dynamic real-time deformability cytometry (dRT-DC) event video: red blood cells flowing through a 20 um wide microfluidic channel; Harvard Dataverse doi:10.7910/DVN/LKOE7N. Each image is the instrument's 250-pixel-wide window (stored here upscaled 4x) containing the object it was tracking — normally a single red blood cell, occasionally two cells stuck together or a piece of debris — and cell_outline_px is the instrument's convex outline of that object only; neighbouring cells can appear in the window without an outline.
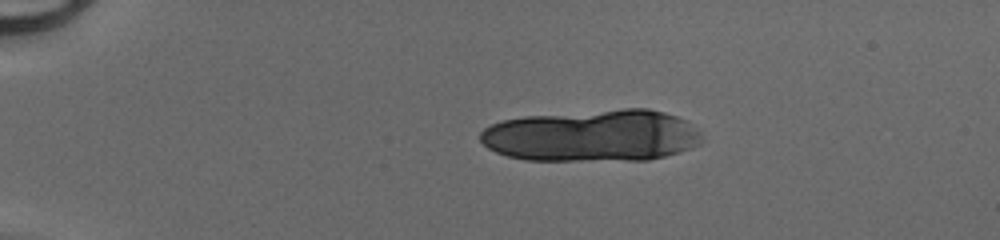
{"species": "human", "species_latin": "Homo sapiens", "temperature_condition": "cold", "stored_images_in_passage": 11, "camera_frame_rate_fps": 3000, "um_per_image_px": 0.085, "donor": {"sex": "male"}, "frame": {"image": 1, "passage_image": 1, "time_ms": 0.0, "image_size_px": [1000, 240], "cell_outline_px": [[672, 152], [660, 156], [560, 160], [536, 160], [512, 156], [500, 152], [492, 148], [480, 136], [488, 128], [496, 124], [508, 120], [608, 112], [656, 112], [668, 116]], "centroid_in_image_um": [49.56, 11.59], "position_along_channel_um": 35.4, "area_um2": 55.08}}